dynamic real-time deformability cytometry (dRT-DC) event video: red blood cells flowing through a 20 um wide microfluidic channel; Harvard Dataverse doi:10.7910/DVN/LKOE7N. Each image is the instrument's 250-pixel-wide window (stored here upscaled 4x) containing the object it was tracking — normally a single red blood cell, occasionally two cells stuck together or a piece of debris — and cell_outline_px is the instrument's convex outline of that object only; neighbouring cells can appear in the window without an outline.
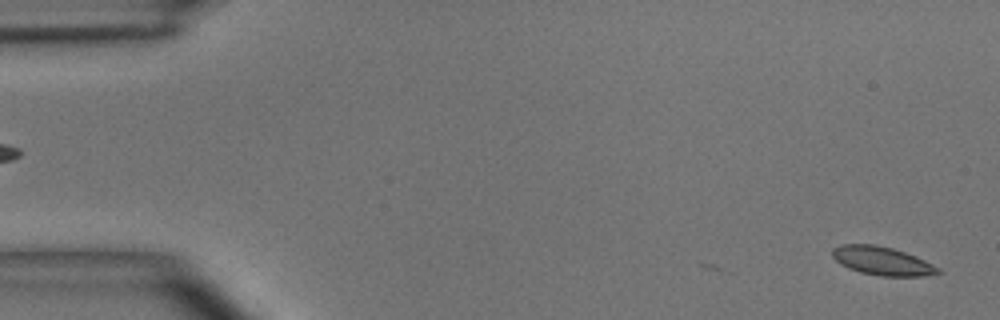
{"species": "common noctule bat (a hibernating species)", "species_latin": "Nyctalus noctula", "temperature_condition": "room temperature", "stored_images_in_passage": 5, "camera_frame_rate_fps": 3000, "um_per_image_px": 0.085, "animal": {"sex": "male", "body_mass_g": 15.6}, "frame": {"image": 1, "passage_image": 1, "time_ms": 0.0, "image_size_px": [1000, 320], "cell_outline_px": [[940, 272], [924, 276], [880, 276], [860, 272], [848, 268], [840, 264], [832, 256], [832, 248], [840, 244], [876, 244], [892, 248], [916, 256], [940, 268]], "centroid_in_image_um": [74.95, 22.17], "position_along_channel_um": 10.1, "area_um2": 17.57}}